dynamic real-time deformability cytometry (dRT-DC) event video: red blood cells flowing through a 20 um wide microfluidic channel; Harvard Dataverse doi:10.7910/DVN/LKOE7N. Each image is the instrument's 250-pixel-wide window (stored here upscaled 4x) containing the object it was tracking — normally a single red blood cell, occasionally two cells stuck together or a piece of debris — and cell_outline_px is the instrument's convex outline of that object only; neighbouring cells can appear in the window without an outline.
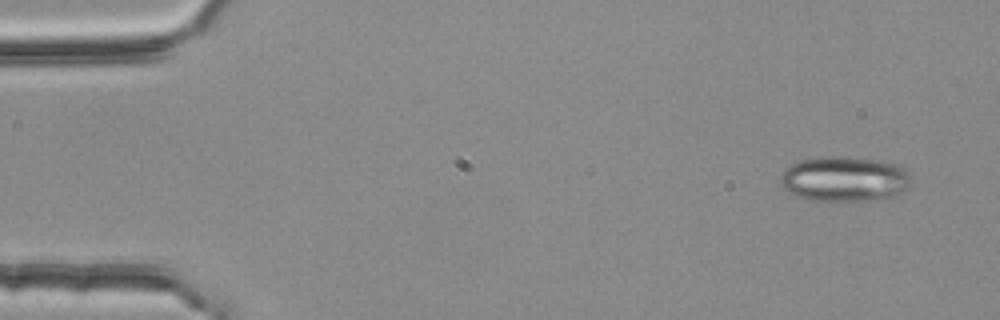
{"species": "common noctule bat (a hibernating species)", "species_latin": "Nyctalus noctula", "temperature_condition": "room temperature", "stored_images_in_passage": 3, "camera_frame_rate_fps": 3000, "um_per_image_px": 0.085, "animal": {"sex": "female", "body_mass_g": 25.1}, "frame": {"image": 1, "passage_image": 1, "time_ms": 0.0, "image_size_px": [1000, 320], "cell_outline_px": [[912, 180], [908, 188], [892, 196], [868, 200], [812, 200], [796, 196], [788, 192], [780, 184], [780, 176], [784, 168], [788, 164], [796, 160], [824, 156], [836, 156], [884, 160], [896, 164], [904, 168]], "centroid_in_image_um": [71.73, 15.18], "position_along_channel_um": 13.3, "area_um2": 34.62}}